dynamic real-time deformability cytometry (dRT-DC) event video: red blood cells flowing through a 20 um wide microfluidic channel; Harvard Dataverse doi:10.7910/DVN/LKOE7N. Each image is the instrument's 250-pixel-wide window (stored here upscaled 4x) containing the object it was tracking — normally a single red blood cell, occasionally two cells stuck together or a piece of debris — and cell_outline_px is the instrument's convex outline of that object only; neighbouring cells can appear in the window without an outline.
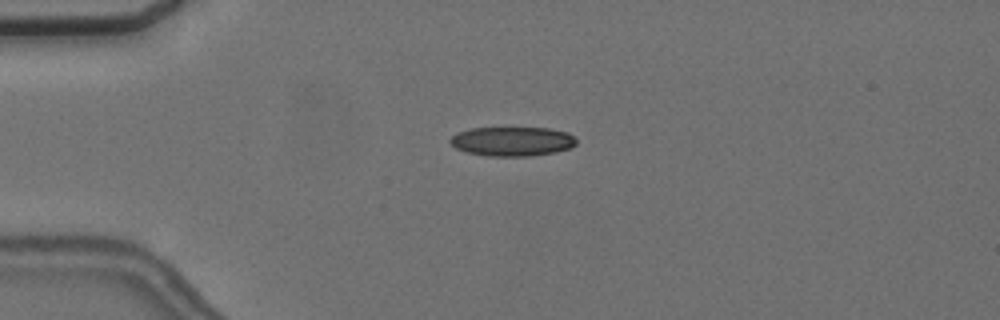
{"species": "common noctule bat (a hibernating species)", "species_latin": "Nyctalus noctula", "temperature_condition": "cold", "stored_images_in_passage": 6, "camera_frame_rate_fps": 3000, "um_per_image_px": 0.085, "animal": {"sex": "female", "body_mass_g": 24.6, "forearm_length_mm": 56.2}, "frame": {"image": 1, "passage_image": 4, "time_ms": 3.667, "image_size_px": [1000, 320], "cell_outline_px": [[576, 144], [572, 148], [556, 152], [532, 156], [488, 156], [468, 152], [456, 148], [448, 140], [456, 132], [472, 128], [548, 128], [568, 132], [576, 140]], "centroid_in_image_um": [43.56, 12.02], "position_along_channel_um": 41.4, "area_um2": 21.62}}
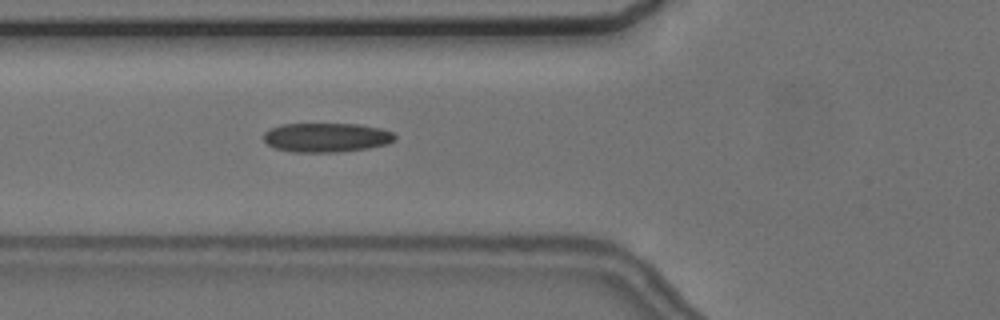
{"frame": {"image": 2, "passage_image": 6, "time_ms": 6.0, "image_size_px": [1000, 320], "cell_outline_px": [[396, 140], [388, 144], [368, 148], [336, 152], [296, 152], [276, 148], [268, 144], [264, 140], [264, 132], [272, 128], [284, 124], [360, 124], [380, 128], [392, 132], [396, 136]], "centroid_in_image_um": [27.79, 11.68], "position_along_channel_um": 98.0, "area_um2": 22.25}}